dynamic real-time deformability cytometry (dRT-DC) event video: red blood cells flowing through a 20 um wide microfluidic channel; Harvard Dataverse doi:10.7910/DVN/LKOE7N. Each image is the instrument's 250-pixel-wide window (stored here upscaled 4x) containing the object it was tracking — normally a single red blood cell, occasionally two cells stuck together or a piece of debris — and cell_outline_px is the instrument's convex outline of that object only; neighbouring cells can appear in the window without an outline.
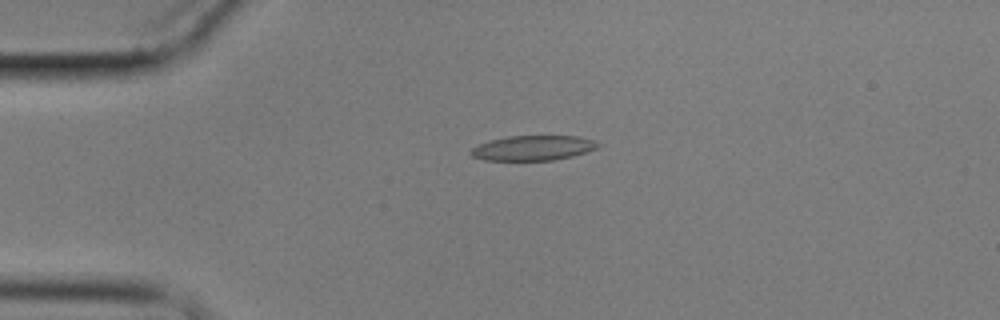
{"species": "common noctule bat (a hibernating species)", "species_latin": "Nyctalus noctula", "temperature_condition": "cold", "stored_images_in_passage": 3, "camera_frame_rate_fps": 3000, "um_per_image_px": 0.085, "animal": {"sex": "male", "body_mass_g": 17.9}, "frame": {"image": 1, "passage_image": 1, "time_ms": 0.0, "image_size_px": [1000, 320], "cell_outline_px": [[600, 144], [596, 148], [588, 152], [572, 156], [552, 160], [484, 160], [472, 156], [468, 152], [472, 148], [488, 140], [508, 136], [580, 136], [596, 140]], "centroid_in_image_um": [45.32, 12.57], "position_along_channel_um": 39.7, "area_um2": 18.55}}
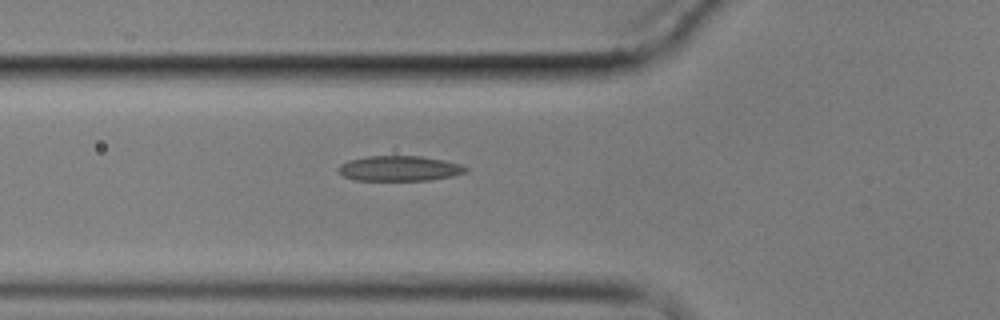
{"frame": {"image": 2, "passage_image": 3, "time_ms": 2.333, "image_size_px": [1000, 320], "cell_outline_px": [[468, 172], [452, 176], [428, 180], [356, 180], [344, 176], [336, 168], [340, 164], [348, 160], [368, 156], [420, 156], [444, 160], [460, 164], [468, 168]], "centroid_in_image_um": [33.95, 14.31], "position_along_channel_um": 91.8, "area_um2": 18.67}}